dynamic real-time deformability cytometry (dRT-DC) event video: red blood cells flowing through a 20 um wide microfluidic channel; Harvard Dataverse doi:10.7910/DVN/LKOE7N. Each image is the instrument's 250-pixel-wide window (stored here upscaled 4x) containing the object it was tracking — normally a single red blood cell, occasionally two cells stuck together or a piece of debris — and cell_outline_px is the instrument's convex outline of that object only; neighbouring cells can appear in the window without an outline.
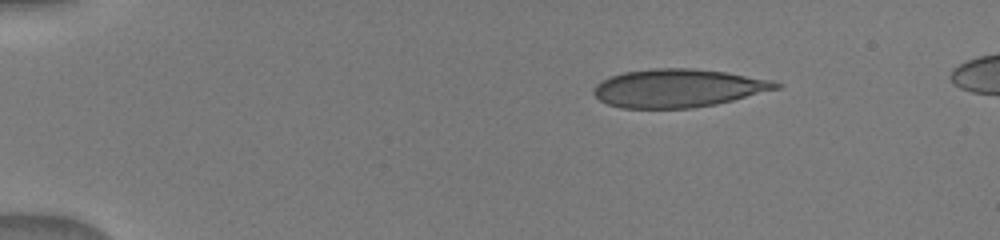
{"species": "human", "species_latin": "Homo sapiens", "temperature_condition": "warm", "stored_images_in_passage": 26, "camera_frame_rate_fps": 3000, "um_per_image_px": 0.085, "donor": {"sex": "male"}, "frame": {"image": 1, "passage_image": 1, "time_ms": 0.0, "image_size_px": [1000, 240], "cell_outline_px": [[784, 84], [780, 88], [716, 104], [692, 108], [620, 108], [608, 104], [600, 100], [592, 92], [596, 84], [600, 80], [608, 76], [624, 72], [656, 68], [692, 68], [724, 72], [772, 80]], "centroid_in_image_um": [57.61, 7.49], "position_along_channel_um": 27.4, "area_um2": 40.58}}
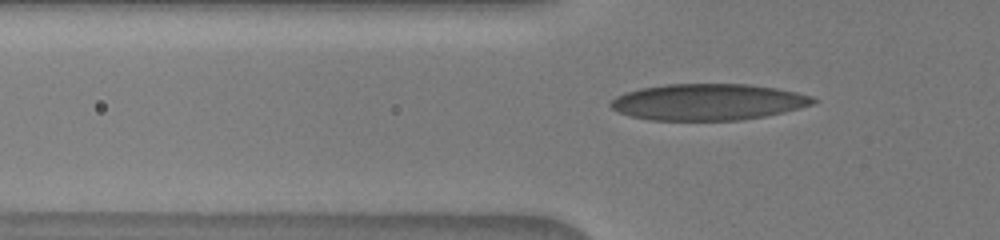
{"frame": {"image": 2, "passage_image": 19, "time_ms": 3.0, "image_size_px": [1000, 240], "cell_outline_px": [[816, 100], [812, 104], [784, 112], [764, 116], [740, 120], [648, 120], [632, 116], [620, 112], [612, 108], [608, 104], [616, 96], [640, 88], [668, 84], [748, 84], [776, 88], [796, 92], [812, 96]], "centroid_in_image_um": [60.17, 8.67], "position_along_channel_um": 65.6, "area_um2": 42.66}}
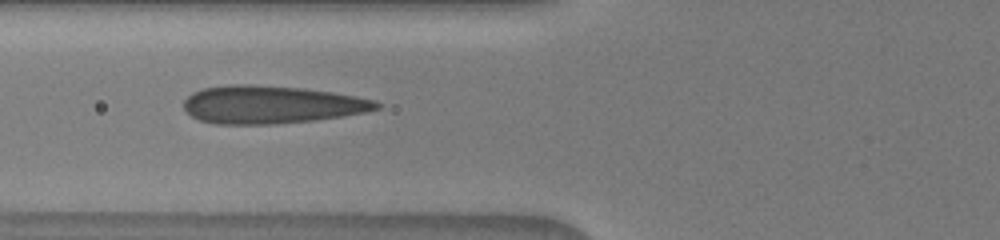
{"frame": {"image": 3, "passage_image": 25, "time_ms": 4.0, "image_size_px": [1000, 240], "cell_outline_px": [[380, 108], [364, 112], [316, 120], [272, 124], [216, 124], [200, 120], [192, 116], [184, 108], [184, 100], [192, 92], [204, 88], [232, 84], [248, 84], [304, 88], [332, 92], [356, 96], [376, 100], [380, 104]], "centroid_in_image_um": [23.05, 8.89], "position_along_channel_um": 102.7, "area_um2": 42.43}}